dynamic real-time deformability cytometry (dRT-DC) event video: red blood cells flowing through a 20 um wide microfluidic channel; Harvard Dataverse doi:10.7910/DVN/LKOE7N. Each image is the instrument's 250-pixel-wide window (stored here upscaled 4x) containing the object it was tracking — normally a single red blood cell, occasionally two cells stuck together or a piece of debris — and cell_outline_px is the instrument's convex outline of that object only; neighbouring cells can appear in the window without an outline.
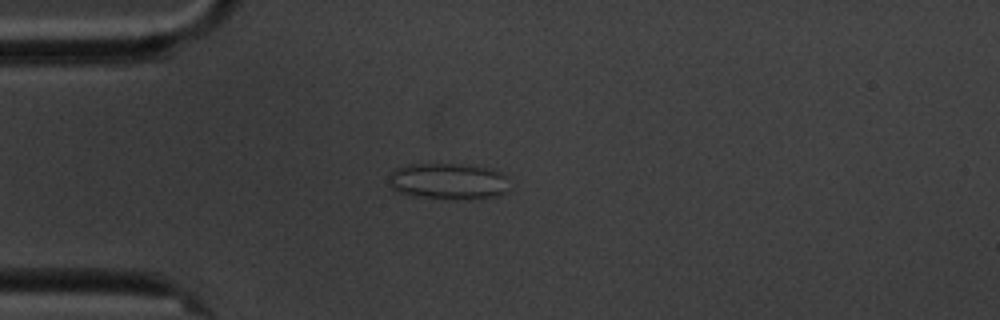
{"species": "common noctule bat (a hibernating species)", "species_latin": "Nyctalus noctula", "temperature_condition": "cold", "stored_images_in_passage": 15, "camera_frame_rate_fps": 3000, "um_per_image_px": 0.085, "animal": {"sex": "male", "body_mass_g": 20.1, "forearm_length_mm": 53.5}, "frame": {"image": 1, "passage_image": 4, "time_ms": 4.333, "image_size_px": [1000, 320], "cell_outline_px": [[504, 192], [496, 196], [480, 200], [452, 200], [412, 196], [396, 192], [388, 184], [388, 176], [396, 168], [408, 164], [460, 164], [492, 168], [504, 176]], "centroid_in_image_um": [38.01, 15.43], "position_along_channel_um": 47.0, "area_um2": 25.84}}
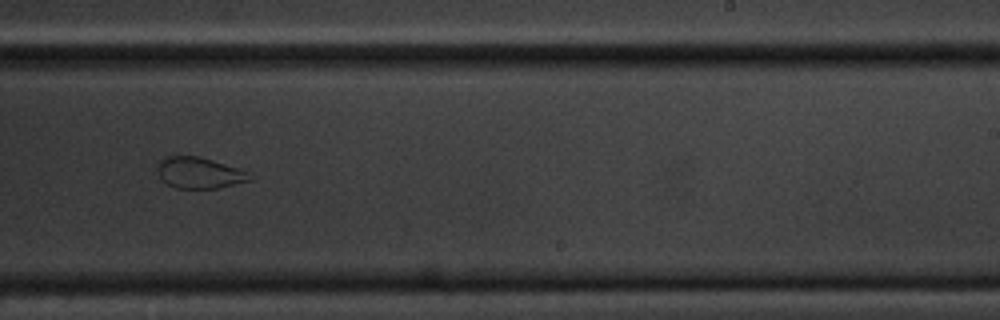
{"frame": {"image": 2, "passage_image": 10, "time_ms": 11.333, "image_size_px": [1000, 320], "cell_outline_px": [[260, 176], [252, 180], [216, 188], [176, 188], [160, 180], [156, 168], [156, 164], [164, 156], [200, 156]], "centroid_in_image_um": [16.94, 14.69], "position_along_channel_um": 272.1, "area_um2": 16.99}}
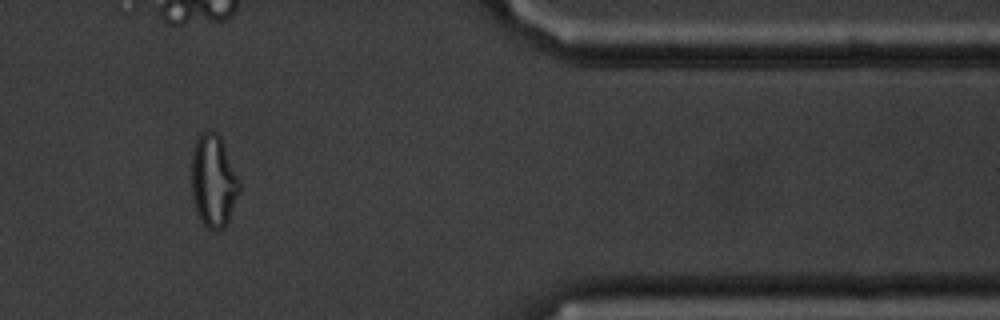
{"frame": {"image": 3, "passage_image": 13, "time_ms": 15.667, "image_size_px": [1000, 320], "cell_outline_px": [[240, 192], [228, 220], [220, 228], [208, 228], [200, 220], [196, 212], [192, 196], [192, 152], [196, 140], [200, 132], [212, 128], [220, 136], [224, 144], [240, 180]], "centroid_in_image_um": [18.14, 15.31], "position_along_channel_um": 393.3, "area_um2": 25.84}, "authors_computed_cell_mechanics": {"area_um2": 24.854, "velocity_mm_per_s": 3.409, "shape_relaxation_time_tau1_ms": null, "shape_relaxation_time_tau2_ms": 1.2326, "deformation_change_tau1": null, "deformation_change_tau2": 0.077}}